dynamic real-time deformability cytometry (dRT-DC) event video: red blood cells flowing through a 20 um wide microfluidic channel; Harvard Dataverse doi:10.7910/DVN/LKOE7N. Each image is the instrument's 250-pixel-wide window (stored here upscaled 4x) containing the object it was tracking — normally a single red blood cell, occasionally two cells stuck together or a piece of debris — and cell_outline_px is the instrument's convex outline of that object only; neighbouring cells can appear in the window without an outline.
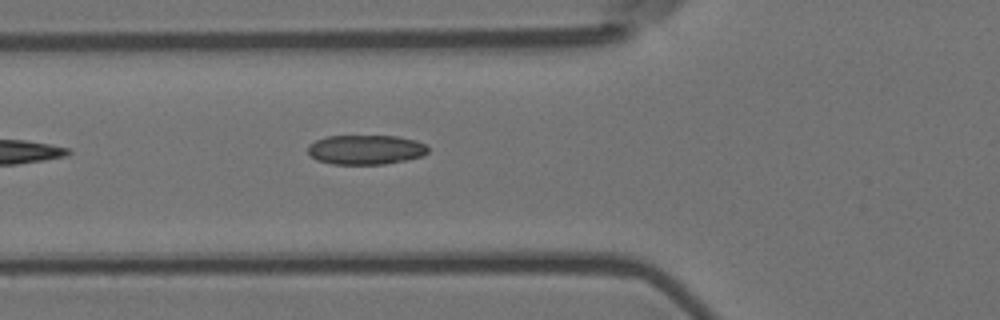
{"species": "Egyptian fruit bat (a non-hibernating species)", "species_latin": "Rousettus aegyptiacus", "temperature_condition": "room temperature", "stored_images_in_passage": 2, "camera_frame_rate_fps": 3000, "um_per_image_px": 0.085, "animal": {"sex": "female"}, "frame": {"image": 1, "passage_image": 2, "time_ms": 0.333, "image_size_px": [1000, 320], "cell_outline_px": [[428, 152], [420, 156], [404, 160], [384, 164], [332, 164], [316, 160], [308, 152], [308, 144], [316, 140], [328, 136], [396, 136], [416, 140], [424, 144], [428, 148]], "centroid_in_image_um": [31.06, 12.72], "position_along_channel_um": 94.7, "area_um2": 20.58}}